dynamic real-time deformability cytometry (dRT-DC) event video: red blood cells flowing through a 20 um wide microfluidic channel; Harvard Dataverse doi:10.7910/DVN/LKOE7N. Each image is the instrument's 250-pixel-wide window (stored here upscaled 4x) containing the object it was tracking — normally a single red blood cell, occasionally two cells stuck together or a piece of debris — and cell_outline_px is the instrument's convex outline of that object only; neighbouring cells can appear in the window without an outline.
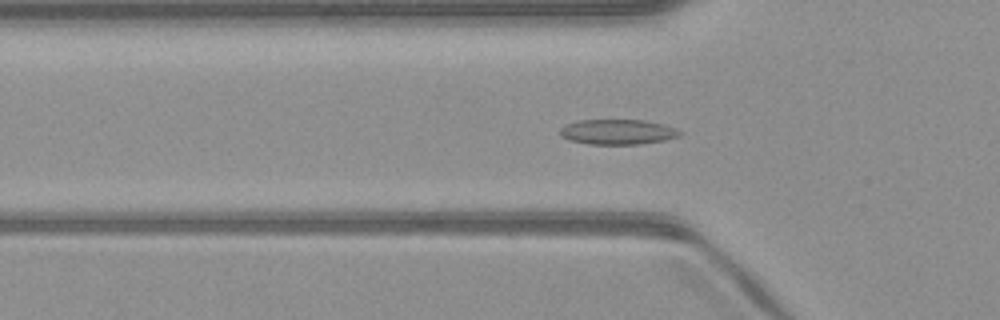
{"species": "common noctule bat (a hibernating species)", "species_latin": "Nyctalus noctula", "temperature_condition": "warm", "stored_images_in_passage": 51, "camera_frame_rate_fps": 3000, "um_per_image_px": 0.085, "animal": {"sex": "male", "body_mass_g": 23.1, "forearm_length_mm": 52.7}, "frame": {"image": 1, "passage_image": 17, "time_ms": 5.333, "image_size_px": [1000, 320], "cell_outline_px": [[684, 132], [680, 136], [664, 140], [640, 144], [588, 144], [568, 140], [560, 136], [560, 128], [576, 120], [644, 120], [664, 124], [676, 128]], "centroid_in_image_um": [52.52, 11.21], "position_along_channel_um": 73.3, "area_um2": 17.69}}
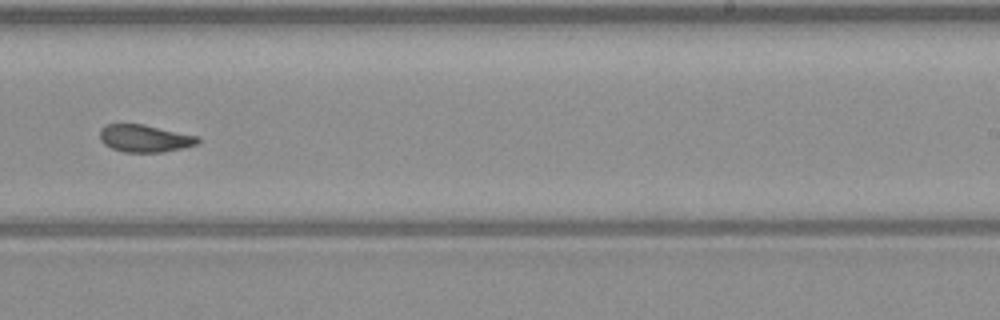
{"frame": {"image": 2, "passage_image": 32, "time_ms": 10.333, "image_size_px": [1000, 320], "cell_outline_px": [[200, 144], [184, 148], [160, 152], [124, 152], [112, 148], [104, 144], [100, 140], [100, 128], [108, 124], [144, 124], [196, 136], [200, 140]], "centroid_in_image_um": [12.3, 11.76], "position_along_channel_um": 276.7, "area_um2": 15.61}}
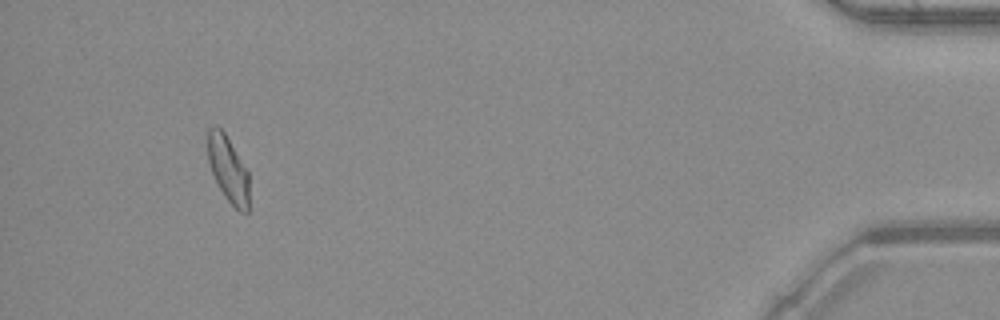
{"frame": {"image": 3, "passage_image": 48, "time_ms": 15.667, "image_size_px": [1000, 320], "cell_outline_px": [[248, 212], [240, 212], [224, 196], [212, 172], [208, 160], [208, 128], [220, 128], [224, 132], [248, 172]], "centroid_in_image_um": [19.39, 14.4], "position_along_channel_um": 415.8, "area_um2": 15.37}, "authors_computed_cell_mechanics": {"area_um2": 16.4152, "velocity_mm_per_s": 4.0575, "shape_relaxation_time_tau1_ms": 9.7281, "shape_relaxation_time_tau2_ms": 1.7636, "deformation_change_tau1": 0.1933, "deformation_change_tau2": 0.0781}}